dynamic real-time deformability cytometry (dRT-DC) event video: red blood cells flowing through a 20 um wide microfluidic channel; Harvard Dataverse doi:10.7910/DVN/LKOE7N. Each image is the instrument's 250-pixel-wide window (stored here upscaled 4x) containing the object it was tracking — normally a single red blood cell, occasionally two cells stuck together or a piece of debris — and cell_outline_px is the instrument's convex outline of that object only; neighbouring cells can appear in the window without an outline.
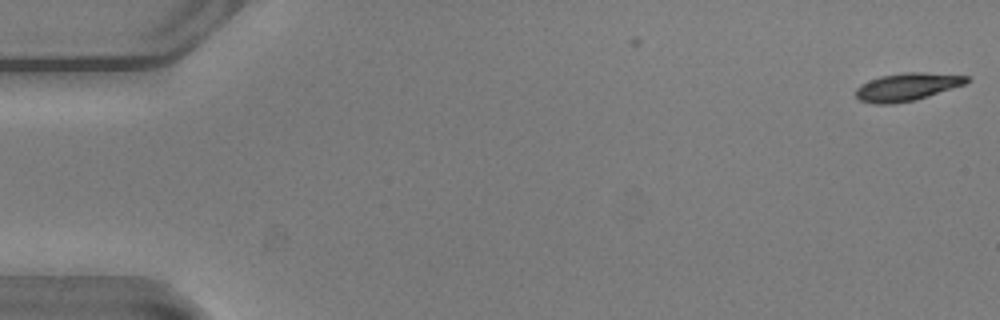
{"species": "common noctule bat (a hibernating species)", "species_latin": "Nyctalus noctula", "temperature_condition": "warm", "stored_images_in_passage": 7, "camera_frame_rate_fps": 3000, "um_per_image_px": 0.085, "animal": {"sex": "male", "body_mass_g": 20.5, "forearm_length_mm": 52.5}, "frame": {"image": 1, "passage_image": 1, "time_ms": 0.0, "image_size_px": [1000, 320], "cell_outline_px": [[972, 80], [964, 84], [916, 100], [892, 104], [872, 104], [860, 100], [856, 96], [856, 88], [860, 84], [880, 76], [908, 72], [924, 72], [968, 76]], "centroid_in_image_um": [77.08, 7.39], "position_along_channel_um": 7.9, "area_um2": 17.92}}